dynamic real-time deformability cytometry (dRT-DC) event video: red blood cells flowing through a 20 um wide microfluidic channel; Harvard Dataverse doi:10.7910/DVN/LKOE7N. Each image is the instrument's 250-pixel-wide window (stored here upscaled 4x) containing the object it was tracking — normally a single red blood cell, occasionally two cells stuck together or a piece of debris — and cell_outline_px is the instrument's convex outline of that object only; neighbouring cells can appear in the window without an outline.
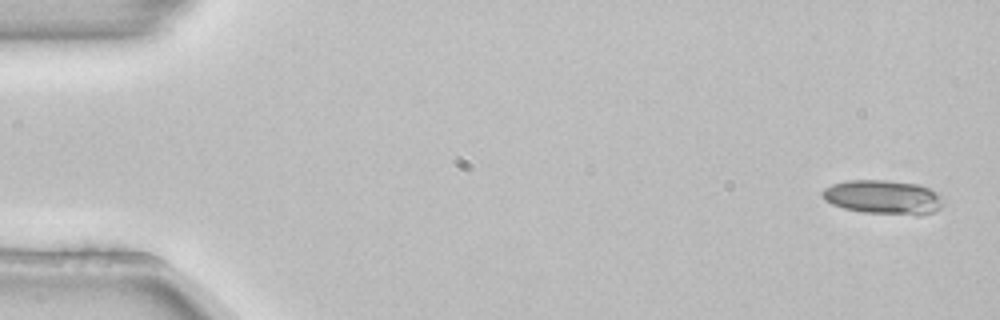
{"species": "common noctule bat (a hibernating species)", "species_latin": "Nyctalus noctula", "temperature_condition": "room temperature", "stored_images_in_passage": 6, "camera_frame_rate_fps": 3000, "um_per_image_px": 0.085, "animal": {"sex": "female", "body_mass_g": 22.7, "forearm_length_mm": 54.2}, "frame": {"image": 1, "passage_image": 1, "time_ms": 0.0, "image_size_px": [1000, 320], "cell_outline_px": [[944, 204], [940, 208], [932, 212], [920, 216], [916, 216], [864, 212], [844, 208], [832, 204], [824, 200], [820, 192], [824, 188], [832, 184], [848, 180], [888, 180], [920, 184], [936, 192], [944, 200]], "centroid_in_image_um": [75.09, 16.76], "position_along_channel_um": 9.9, "area_um2": 24.39}}
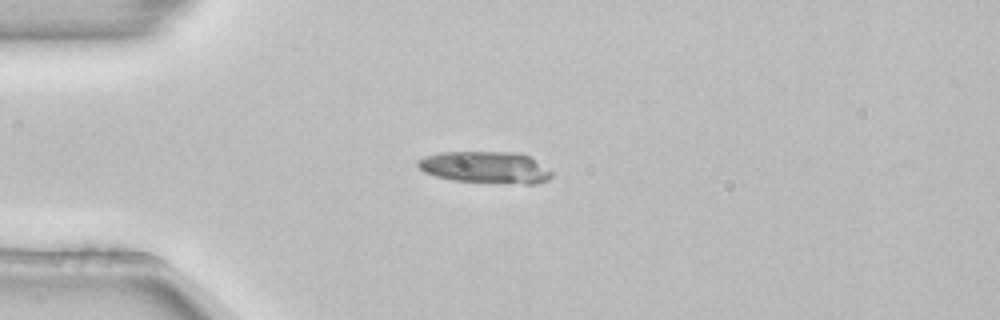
{"frame": {"image": 2, "passage_image": 4, "time_ms": 1.0, "image_size_px": [1000, 320], "cell_outline_px": [[552, 176], [548, 180], [536, 184], [524, 184], [452, 180], [436, 176], [424, 172], [416, 164], [416, 160], [424, 156], [440, 152], [516, 152], [528, 156], [552, 172]], "centroid_in_image_um": [41.23, 14.22], "position_along_channel_um": 43.8, "area_um2": 24.74}}